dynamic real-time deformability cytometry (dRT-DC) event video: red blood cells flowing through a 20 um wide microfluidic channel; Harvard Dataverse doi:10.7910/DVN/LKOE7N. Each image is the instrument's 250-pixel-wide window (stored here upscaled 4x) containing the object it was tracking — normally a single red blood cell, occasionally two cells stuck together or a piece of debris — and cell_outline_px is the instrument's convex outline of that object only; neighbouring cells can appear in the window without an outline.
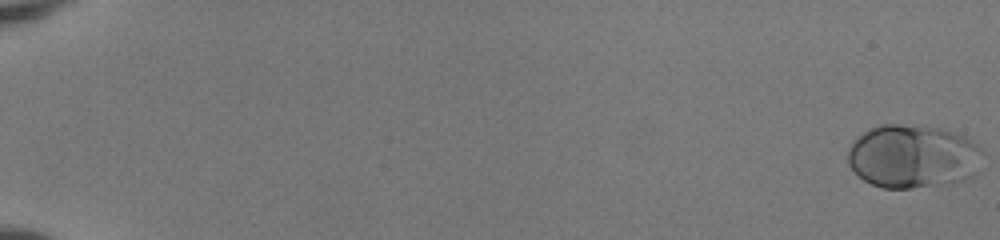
{"species": "human", "species_latin": "Homo sapiens", "temperature_condition": "room temperature", "stored_images_in_passage": 53, "camera_frame_rate_fps": 3000, "um_per_image_px": 0.085, "donor": {"sex": "female"}, "frame": {"image": 1, "passage_image": 1, "time_ms": 0.0, "image_size_px": [1000, 240], "cell_outline_px": [[984, 152], [976, 172], [972, 176], [964, 180], [952, 184], [912, 188], [880, 188], [864, 180], [848, 164], [848, 148], [852, 140], [868, 128], [880, 124], [924, 124], [940, 128], [964, 136], [980, 144]], "centroid_in_image_um": [77.62, 13.28], "position_along_channel_um": 7.4, "area_um2": 50.92}}
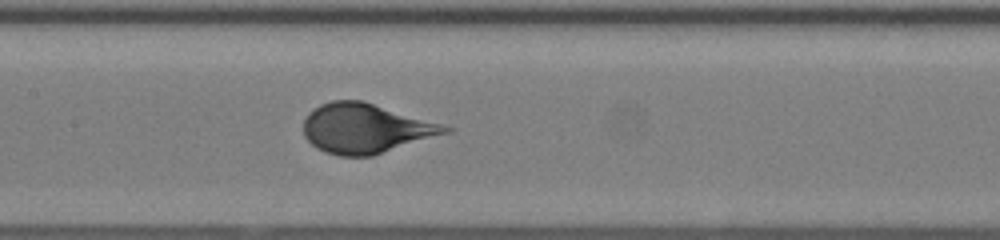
{"frame": {"image": 2, "passage_image": 29, "time_ms": 9.333, "image_size_px": [1000, 240], "cell_outline_px": [[456, 128], [452, 132], [372, 156], [340, 156], [324, 152], [316, 148], [304, 136], [304, 120], [308, 112], [312, 108], [320, 104], [332, 100], [360, 100]], "centroid_in_image_um": [31.07, 10.92], "position_along_channel_um": 176.3, "area_um2": 41.04}}
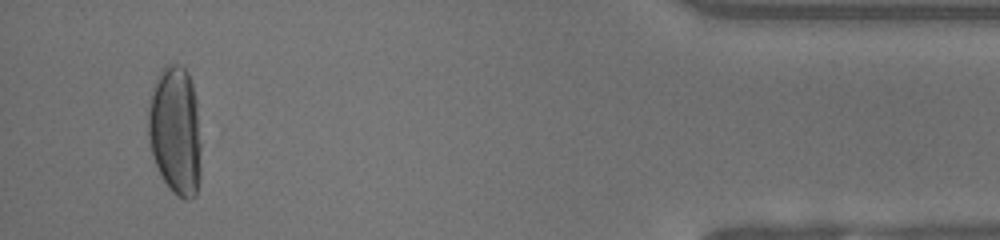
{"frame": {"image": 3, "passage_image": 51, "time_ms": 16.667, "image_size_px": [1000, 240], "cell_outline_px": [[200, 180], [196, 196], [192, 200], [184, 200], [176, 196], [172, 192], [164, 180], [152, 156], [148, 140], [148, 104], [156, 76], [164, 64], [180, 64], [188, 72], [192, 84], [196, 100], [200, 144]], "centroid_in_image_um": [14.9, 11.12], "position_along_channel_um": 420.3, "area_um2": 40.34}}